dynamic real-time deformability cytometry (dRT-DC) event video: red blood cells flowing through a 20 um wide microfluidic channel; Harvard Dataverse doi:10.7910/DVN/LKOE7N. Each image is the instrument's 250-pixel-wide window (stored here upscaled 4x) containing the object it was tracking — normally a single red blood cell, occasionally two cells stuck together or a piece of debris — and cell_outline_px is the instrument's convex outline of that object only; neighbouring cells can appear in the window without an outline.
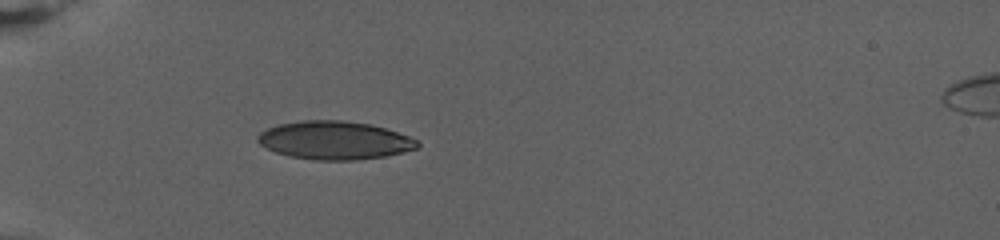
{"species": "human", "species_latin": "Homo sapiens", "temperature_condition": "warm", "stored_images_in_passage": 53, "camera_frame_rate_fps": 3000, "um_per_image_px": 0.085, "donor": {"sex": "female"}, "frame": {"image": 1, "passage_image": 1, "time_ms": 0.0, "image_size_px": [1000, 240], "cell_outline_px": [[420, 148], [404, 152], [384, 156], [356, 160], [316, 160], [292, 156], [276, 152], [260, 144], [256, 140], [256, 136], [260, 132], [268, 128], [280, 124], [300, 120], [340, 120], [368, 124], [384, 128], [420, 140]], "centroid_in_image_um": [28.46, 11.93], "position_along_channel_um": 56.5, "area_um2": 35.49}}
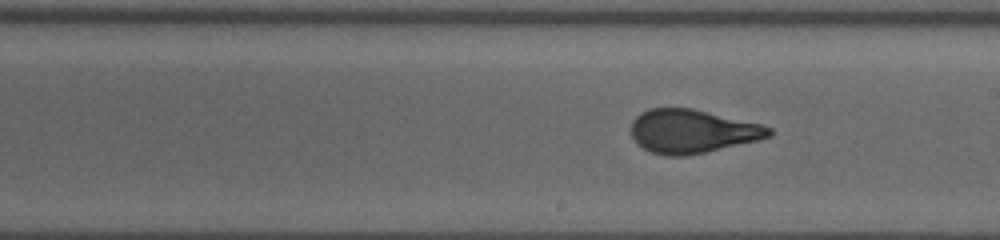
{"frame": {"image": 2, "passage_image": 22, "time_ms": 7.0, "image_size_px": [1000, 240], "cell_outline_px": [[772, 136], [756, 140], [704, 152], [684, 156], [668, 156], [652, 152], [636, 144], [632, 136], [632, 120], [640, 112], [648, 108], [692, 108], [760, 124], [772, 128]], "centroid_in_image_um": [58.79, 11.15], "position_along_channel_um": 230.2, "area_um2": 34.74}}
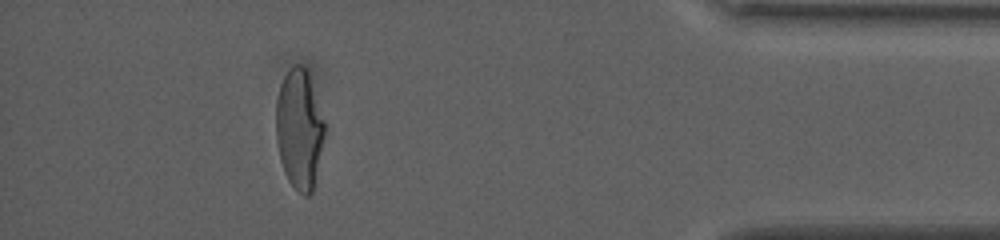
{"frame": {"image": 3, "passage_image": 46, "time_ms": 15.0, "image_size_px": [1000, 240], "cell_outline_px": [[328, 128], [312, 192], [308, 196], [304, 196], [288, 180], [284, 172], [280, 160], [276, 140], [276, 100], [280, 84], [284, 76], [296, 64], [300, 64], [308, 68]], "centroid_in_image_um": [25.49, 10.94], "position_along_channel_um": 409.7, "area_um2": 34.85}, "authors_computed_cell_mechanics": {"area_um2": 35.0846, "velocity_mm_per_s": 2.7435, "shape_relaxation_time_tau1_ms": 7.6526, "shape_relaxation_time_tau2_ms": null, "deformation_change_tau1": 0.2453, "deformation_change_tau2": null}}